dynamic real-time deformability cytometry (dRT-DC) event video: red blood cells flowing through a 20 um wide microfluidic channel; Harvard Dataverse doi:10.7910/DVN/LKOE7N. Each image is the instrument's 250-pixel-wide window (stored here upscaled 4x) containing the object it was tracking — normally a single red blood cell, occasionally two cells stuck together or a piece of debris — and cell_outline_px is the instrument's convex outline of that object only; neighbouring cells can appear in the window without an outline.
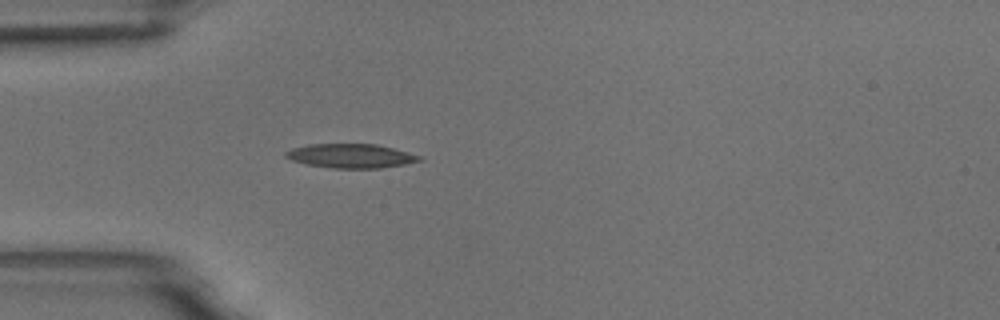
{"species": "common noctule bat (a hibernating species)", "species_latin": "Nyctalus noctula", "temperature_condition": "room temperature", "stored_images_in_passage": 39, "camera_frame_rate_fps": 3000, "um_per_image_px": 0.085, "animal": {"sex": "male", "body_mass_g": 18.8}, "frame": {"image": 1, "passage_image": 1, "time_ms": 0.0, "image_size_px": [1000, 320], "cell_outline_px": [[424, 160], [404, 164], [380, 168], [332, 168], [308, 164], [292, 160], [284, 156], [284, 152], [292, 148], [308, 144], [376, 144], [392, 148], [420, 156]], "centroid_in_image_um": [29.79, 13.25], "position_along_channel_um": 55.2, "area_um2": 18.61}}
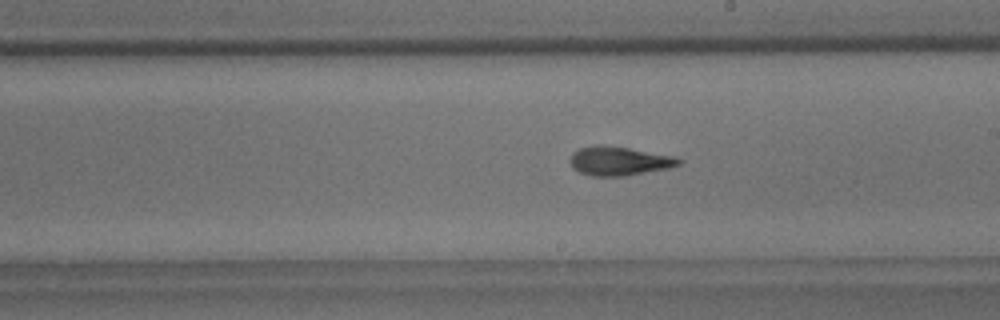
{"frame": {"image": 2, "passage_image": 16, "time_ms": 5.0, "image_size_px": [1000, 320], "cell_outline_px": [[684, 160], [680, 164], [668, 168], [624, 176], [592, 176], [580, 172], [572, 168], [572, 152], [580, 148], [596, 144], [600, 144], [628, 148], [676, 156]], "centroid_in_image_um": [52.65, 13.68], "position_along_channel_um": 236.3, "area_um2": 18.26}}
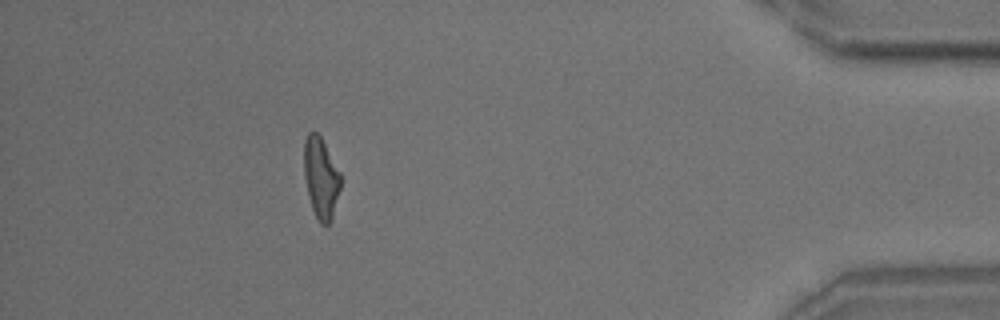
{"frame": {"image": 3, "passage_image": 34, "time_ms": 11.0, "image_size_px": [1000, 320], "cell_outline_px": [[340, 188], [332, 220], [328, 224], [320, 224], [312, 208], [304, 176], [304, 140], [308, 132], [316, 132], [320, 136], [340, 172]], "centroid_in_image_um": [27.27, 15.12], "position_along_channel_um": 407.9, "area_um2": 17.05}, "authors_computed_cell_mechanics": {"area_um2": 17.6868, "velocity_mm_per_s": 3.7231, "shape_relaxation_time_tau1_ms": 7.6841, "shape_relaxation_time_tau2_ms": 2.5062, "deformation_change_tau1": 0.2164, "deformation_change_tau2": 0.1228}}